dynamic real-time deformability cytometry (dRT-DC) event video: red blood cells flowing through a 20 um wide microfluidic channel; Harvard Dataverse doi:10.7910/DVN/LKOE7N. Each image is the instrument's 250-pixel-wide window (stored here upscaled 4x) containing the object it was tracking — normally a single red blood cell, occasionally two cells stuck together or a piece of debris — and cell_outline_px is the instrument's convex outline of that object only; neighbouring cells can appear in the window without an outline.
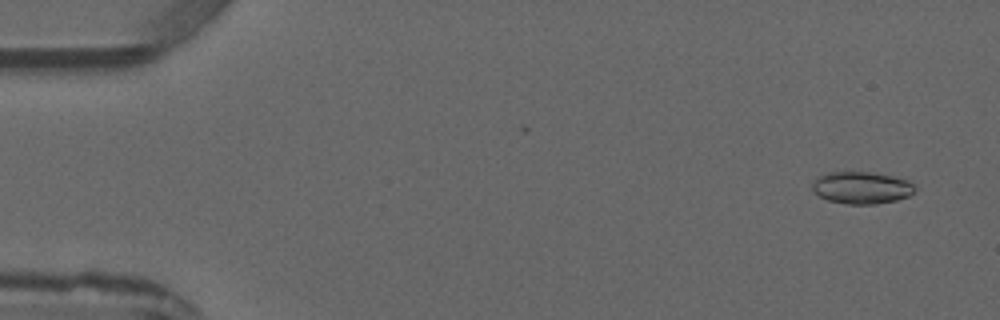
{"species": "common noctule bat (a hibernating species)", "species_latin": "Nyctalus noctula", "temperature_condition": "warm", "stored_images_in_passage": 5, "camera_frame_rate_fps": 3000, "um_per_image_px": 0.085, "animal": {"sex": "male", "forearm_length_mm": 52.5}, "frame": {"image": 1, "passage_image": 1, "time_ms": 0.0, "image_size_px": [1000, 320], "cell_outline_px": [[916, 188], [908, 196], [896, 200], [876, 204], [848, 204], [828, 200], [812, 192], [812, 180], [828, 172], [876, 172], [908, 180], [916, 184]], "centroid_in_image_um": [73.23, 15.95], "position_along_channel_um": 11.8, "area_um2": 19.36}}